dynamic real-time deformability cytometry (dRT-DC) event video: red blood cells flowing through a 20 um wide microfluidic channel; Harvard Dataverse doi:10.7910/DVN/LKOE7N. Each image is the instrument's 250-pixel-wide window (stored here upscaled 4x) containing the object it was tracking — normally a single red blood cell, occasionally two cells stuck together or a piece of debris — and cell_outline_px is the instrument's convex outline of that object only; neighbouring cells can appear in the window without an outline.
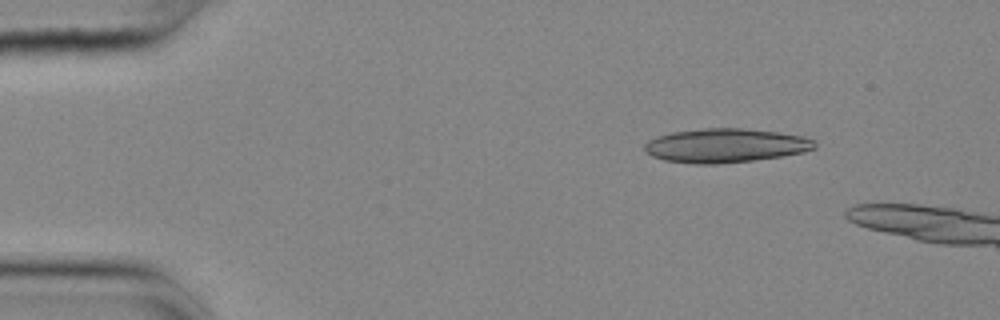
{"species": "common noctule bat (a hibernating species)", "species_latin": "Nyctalus noctula", "temperature_condition": "cold", "stored_images_in_passage": 2, "camera_frame_rate_fps": 3000, "um_per_image_px": 0.085, "animal": {"sex": "female", "body_mass_g": 25.1}, "frame": {"image": 1, "passage_image": 1, "time_ms": 0.0, "image_size_px": [1000, 320], "cell_outline_px": [[816, 148], [804, 152], [780, 156], [752, 160], [716, 164], [696, 164], [664, 160], [652, 156], [644, 148], [644, 144], [648, 140], [656, 136], [672, 132], [704, 128], [744, 128], [776, 132], [804, 136], [812, 140], [816, 144]], "centroid_in_image_um": [61.65, 12.36], "position_along_channel_um": 23.4, "area_um2": 33.58}}